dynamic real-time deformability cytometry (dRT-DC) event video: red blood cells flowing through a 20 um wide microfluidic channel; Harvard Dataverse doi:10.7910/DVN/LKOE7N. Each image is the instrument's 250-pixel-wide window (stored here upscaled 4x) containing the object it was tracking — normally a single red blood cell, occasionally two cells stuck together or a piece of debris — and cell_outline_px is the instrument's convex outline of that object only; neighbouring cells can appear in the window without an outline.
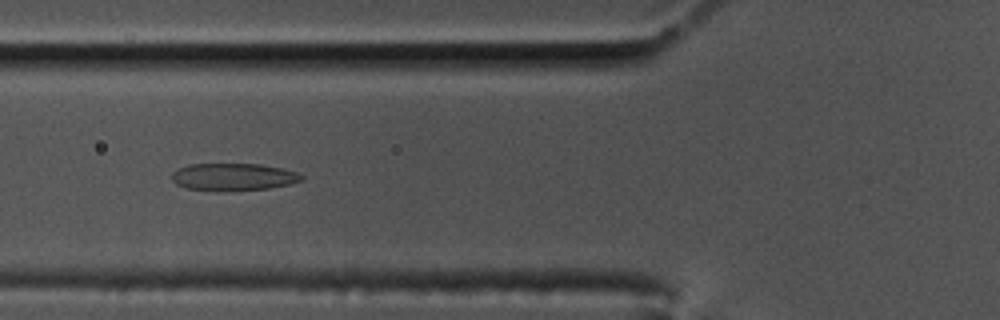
{"species": "common noctule bat (a hibernating species)", "species_latin": "Nyctalus noctula", "temperature_condition": "cold", "stored_images_in_passage": 48, "camera_frame_rate_fps": 3000, "um_per_image_px": 0.085, "animal": {"sex": "male", "body_mass_g": 17.5, "forearm_length_mm": 52.3}, "frame": {"image": 1, "passage_image": 12, "time_ms": 3.667, "image_size_px": [1000, 320], "cell_outline_px": [[304, 180], [288, 184], [268, 188], [184, 188], [176, 184], [172, 180], [172, 172], [188, 164], [260, 164], [280, 168], [296, 172], [304, 176]], "centroid_in_image_um": [19.84, 14.98], "position_along_channel_um": 106.0, "area_um2": 19.59}}
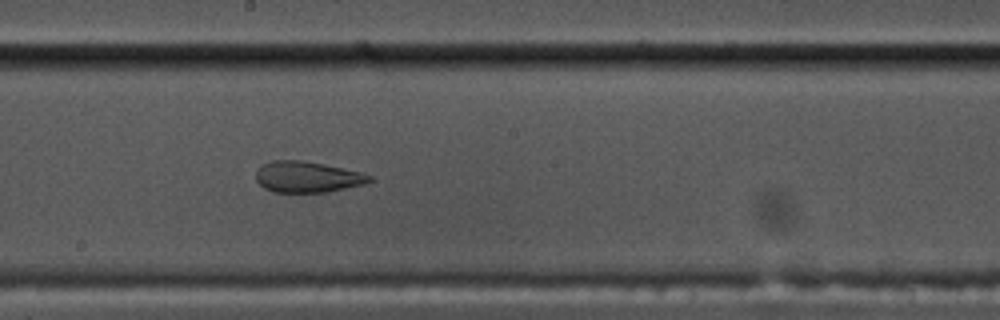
{"frame": {"image": 2, "passage_image": 22, "time_ms": 7.0, "image_size_px": [1000, 320], "cell_outline_px": [[372, 180], [364, 184], [328, 192], [276, 192], [264, 188], [256, 180], [256, 168], [260, 164], [272, 160], [300, 160], [364, 172], [372, 176]], "centroid_in_image_um": [26.1, 15.03], "position_along_channel_um": 222.1, "area_um2": 20.63}}
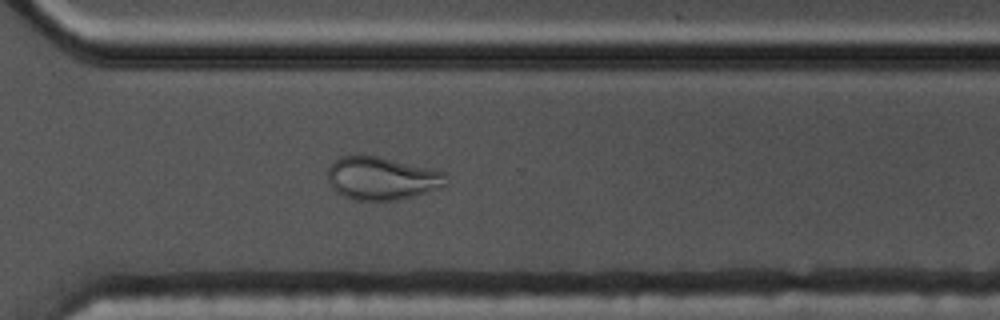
{"frame": {"image": 3, "passage_image": 32, "time_ms": 10.333, "image_size_px": [1000, 320], "cell_outline_px": [[448, 184], [444, 188], [396, 200], [356, 200], [344, 196], [336, 192], [328, 184], [328, 168], [340, 156], [380, 156], [444, 172]], "centroid_in_image_um": [32.46, 15.17], "position_along_channel_um": 338.1, "area_um2": 29.59}, "authors_computed_cell_mechanics": {"area_um2": 22.3397, "velocity_mm_per_s": 3.4866, "shape_relaxation_time_tau1_ms": null, "shape_relaxation_time_tau2_ms": 1.7041, "deformation_change_tau1": null, "deformation_change_tau2": 0.0898}}